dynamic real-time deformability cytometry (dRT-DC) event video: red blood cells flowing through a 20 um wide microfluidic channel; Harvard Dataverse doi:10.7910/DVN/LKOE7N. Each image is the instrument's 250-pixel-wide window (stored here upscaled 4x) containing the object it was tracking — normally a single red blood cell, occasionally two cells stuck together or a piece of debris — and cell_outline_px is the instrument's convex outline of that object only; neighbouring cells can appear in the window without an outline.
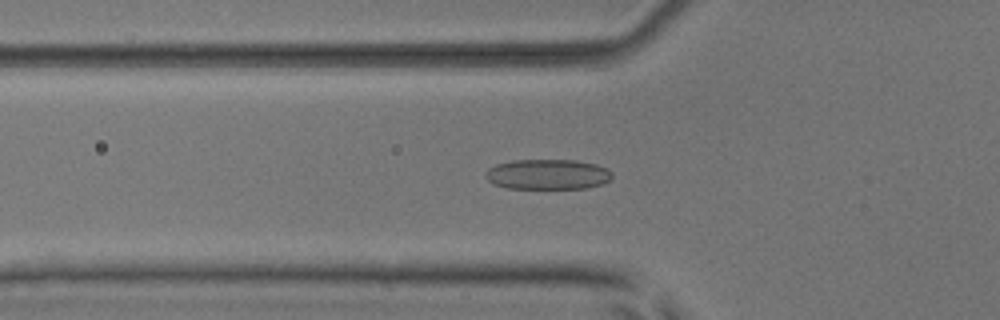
{"species": "common noctule bat (a hibernating species)", "species_latin": "Nyctalus noctula", "temperature_condition": "room temperature", "stored_images_in_passage": 37, "camera_frame_rate_fps": 3000, "um_per_image_px": 0.085, "animal": {"sex": "male", "body_mass_g": 17.9, "forearm_length_mm": 54.2}, "frame": {"image": 1, "passage_image": 9, "time_ms": 2.667, "image_size_px": [1000, 320], "cell_outline_px": [[612, 176], [608, 180], [600, 184], [584, 188], [508, 188], [492, 184], [484, 176], [484, 172], [488, 168], [496, 164], [512, 160], [576, 160], [596, 164], [608, 168], [612, 172]], "centroid_in_image_um": [46.51, 14.81], "position_along_channel_um": 79.3, "area_um2": 22.37}}
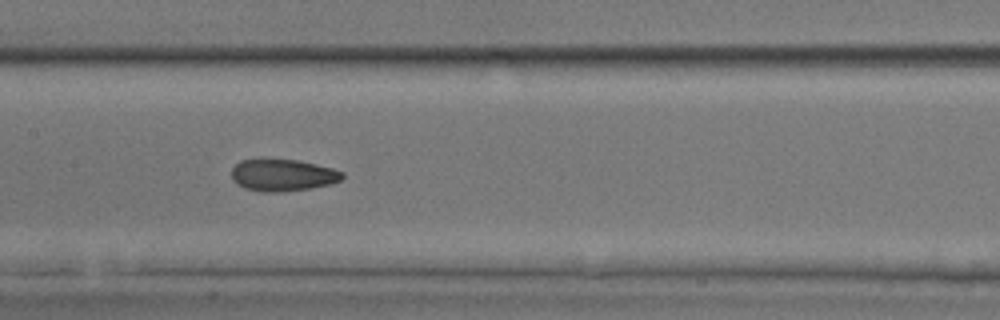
{"frame": {"image": 2, "passage_image": 17, "time_ms": 5.333, "image_size_px": [1000, 320], "cell_outline_px": [[344, 176], [340, 180], [332, 184], [308, 188], [280, 192], [264, 192], [244, 188], [236, 184], [232, 180], [232, 168], [240, 160], [264, 156], [296, 160], [316, 164], [332, 168], [344, 172]], "centroid_in_image_um": [23.98, 14.84], "position_along_channel_um": 183.4, "area_um2": 21.27}}
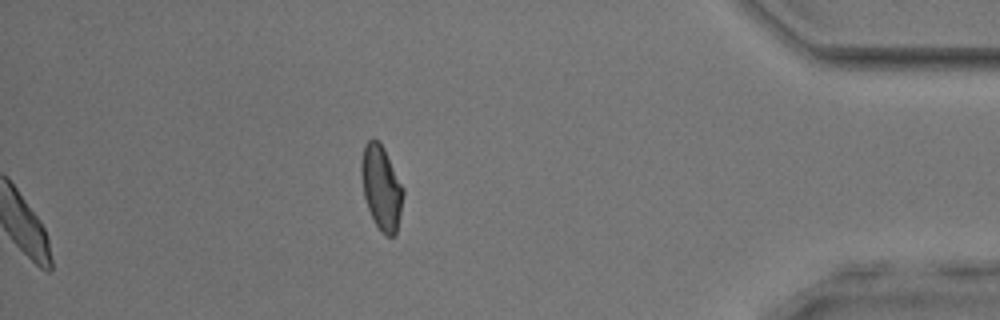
{"frame": {"image": 3, "passage_image": 37, "time_ms": 12.0, "image_size_px": [1000, 320], "cell_outline_px": [[404, 196], [396, 232], [392, 236], [388, 236], [380, 232], [368, 208], [364, 196], [360, 172], [360, 164], [364, 144], [372, 136], [384, 148], [404, 188]], "centroid_in_image_um": [32.41, 15.91], "position_along_channel_um": 402.8, "area_um2": 20.58}, "authors_computed_cell_mechanics": {"area_um2": 20.808, "velocity_mm_per_s": 3.8897, "shape_relaxation_time_tau1_ms": 6.6794, "shape_relaxation_time_tau2_ms": 1.9256, "deformation_change_tau1": 0.1718, "deformation_change_tau2": 0.079}}